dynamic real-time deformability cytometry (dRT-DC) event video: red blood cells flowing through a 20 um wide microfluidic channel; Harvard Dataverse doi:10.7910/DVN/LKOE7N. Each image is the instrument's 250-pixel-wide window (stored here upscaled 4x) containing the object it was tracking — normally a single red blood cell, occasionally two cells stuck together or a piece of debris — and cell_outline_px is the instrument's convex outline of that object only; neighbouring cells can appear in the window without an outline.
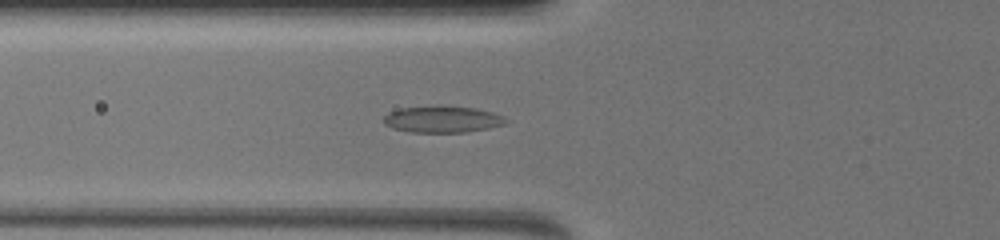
{"species": "common noctule bat (a hibernating species)", "species_latin": "Nyctalus noctula", "temperature_condition": "warm", "stored_images_in_passage": 81, "camera_frame_rate_fps": 3000, "um_per_image_px": 0.085, "animal": {"sex": "female", "body_mass_g": 19.5, "forearm_length_mm": 54.1}, "frame": {"image": 1, "passage_image": 33, "time_ms": 7.333, "image_size_px": [1000, 240], "cell_outline_px": [[508, 120], [504, 124], [488, 128], [468, 132], [412, 132], [392, 128], [384, 124], [384, 116], [392, 112], [404, 108], [472, 108], [492, 112], [504, 116]], "centroid_in_image_um": [37.64, 10.19], "position_along_channel_um": 88.2, "area_um2": 17.98}}
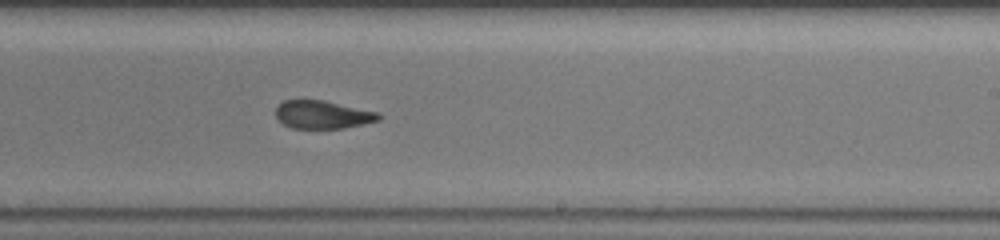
{"frame": {"image": 2, "passage_image": 58, "time_ms": 11.667, "image_size_px": [1000, 240], "cell_outline_px": [[384, 116], [380, 120], [364, 124], [344, 128], [292, 128], [284, 124], [276, 116], [276, 108], [284, 100], [320, 100], [376, 112]], "centroid_in_image_um": [27.44, 9.76], "position_along_channel_um": 261.6, "area_um2": 16.53}}
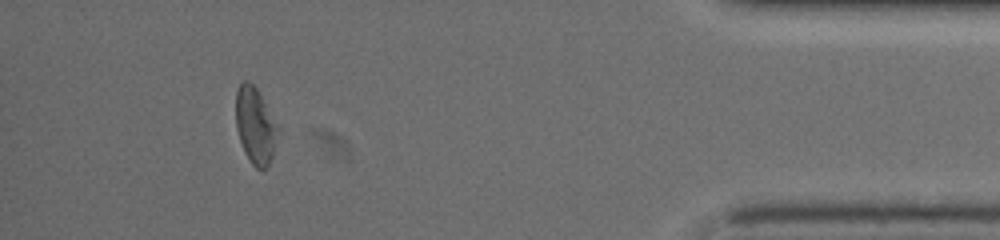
{"frame": {"image": 3, "passage_image": 76, "time_ms": 16.667, "image_size_px": [1000, 240], "cell_outline_px": [[280, 132], [272, 156], [268, 164], [264, 168], [256, 168], [252, 164], [244, 152], [236, 128], [236, 92], [240, 84], [244, 80], [248, 80], [256, 88], [280, 128]], "centroid_in_image_um": [21.71, 10.67], "position_along_channel_um": 413.5, "area_um2": 18.67}, "authors_computed_cell_mechanics": {"area_um2": 18.6694, "velocity_mm_per_s": 3.9924, "shape_relaxation_time_tau1_ms": 5.109, "shape_relaxation_time_tau2_ms": 2.0705, "deformation_change_tau1": 0.144, "deformation_change_tau2": 0.0971}}